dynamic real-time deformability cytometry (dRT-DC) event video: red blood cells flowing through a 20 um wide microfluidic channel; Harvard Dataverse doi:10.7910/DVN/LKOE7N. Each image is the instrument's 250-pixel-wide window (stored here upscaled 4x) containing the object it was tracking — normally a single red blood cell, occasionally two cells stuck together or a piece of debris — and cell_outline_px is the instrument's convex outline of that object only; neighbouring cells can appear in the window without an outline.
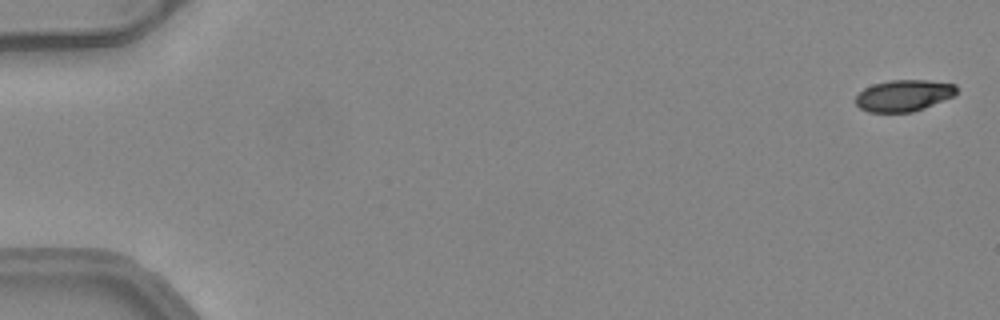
{"species": "common noctule bat (a hibernating species)", "species_latin": "Nyctalus noctula", "temperature_condition": "warm", "stored_images_in_passage": 53, "camera_frame_rate_fps": 3000, "um_per_image_px": 0.085, "animal": {"sex": "female", "body_mass_g": 24.6, "forearm_length_mm": 56.2}, "frame": {"image": 1, "passage_image": 2, "time_ms": 0.333, "image_size_px": [1000, 320], "cell_outline_px": [[956, 92], [952, 96], [924, 108], [912, 112], [868, 112], [860, 108], [856, 104], [856, 96], [864, 88], [872, 84], [888, 80], [928, 80], [956, 84]], "centroid_in_image_um": [76.79, 8.11], "position_along_channel_um": 8.2, "area_um2": 18.44}}
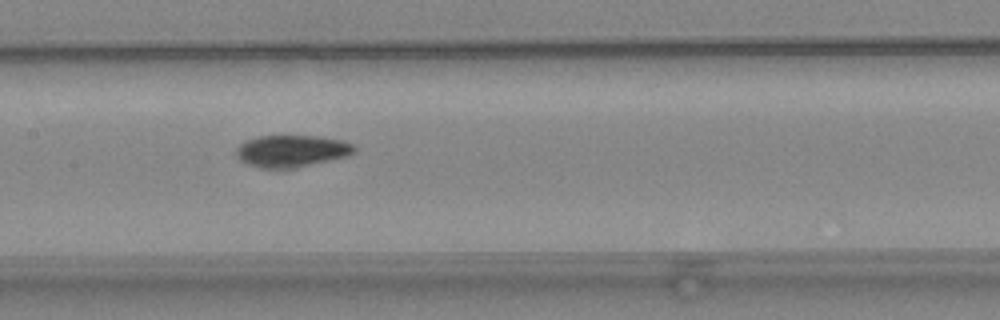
{"frame": {"image": 2, "passage_image": 27, "time_ms": 8.667, "image_size_px": [1000, 320], "cell_outline_px": [[356, 152], [348, 156], [312, 164], [292, 168], [260, 168], [244, 164], [236, 156], [236, 148], [244, 140], [256, 136], [316, 136], [340, 140], [352, 144], [356, 148]], "centroid_in_image_um": [24.74, 12.84], "position_along_channel_um": 182.7, "area_um2": 22.08}}
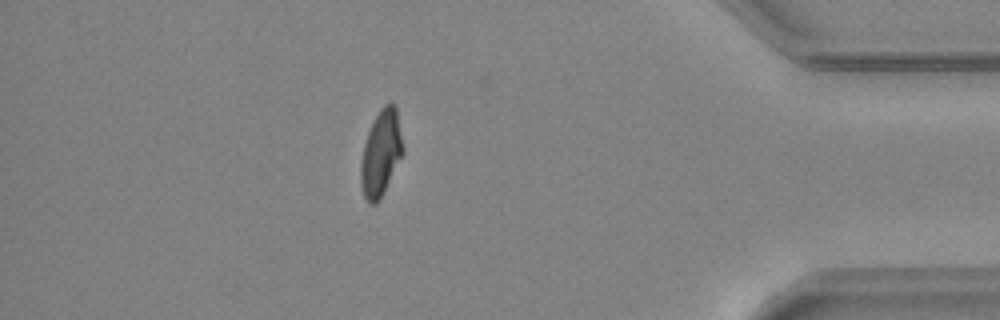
{"frame": {"image": 3, "passage_image": 46, "time_ms": 15.0, "image_size_px": [1000, 320], "cell_outline_px": [[404, 152], [380, 200], [376, 204], [368, 204], [364, 196], [360, 184], [360, 164], [364, 144], [368, 132], [380, 108], [384, 104], [392, 104], [396, 108], [404, 148]], "centroid_in_image_um": [32.37, 13.07], "position_along_channel_um": 402.8, "area_um2": 21.04}, "authors_computed_cell_mechanics": {"area_um2": 21.097, "velocity_mm_per_s": 4.0922, "shape_relaxation_time_tau1_ms": 5.911, "shape_relaxation_time_tau2_ms": 2.2648, "deformation_change_tau1": 0.1871, "deformation_change_tau2": 0.0686}}